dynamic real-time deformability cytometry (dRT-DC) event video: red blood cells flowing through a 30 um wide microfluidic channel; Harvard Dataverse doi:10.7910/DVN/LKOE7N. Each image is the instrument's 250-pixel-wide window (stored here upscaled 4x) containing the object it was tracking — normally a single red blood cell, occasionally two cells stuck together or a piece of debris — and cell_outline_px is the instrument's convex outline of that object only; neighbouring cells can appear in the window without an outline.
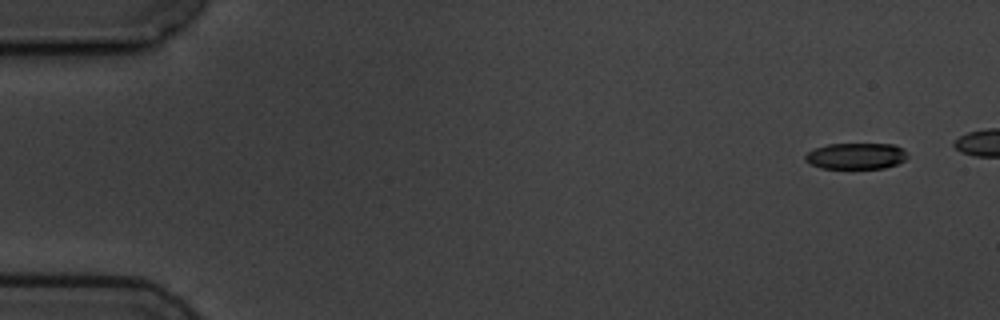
{"species": "common noctule bat (a hibernating species)", "species_latin": "Nyctalus noctula", "temperature_condition": "cold", "stored_images_in_passage": 6, "camera_frame_rate_fps": 3000, "um_per_image_px": 0.085, "animal": {"sex": "male", "body_mass_g": 19.5, "forearm_length_mm": 54.6}, "frame": {"image": 1, "passage_image": 1, "time_ms": 0.0, "image_size_px": [1000, 320], "cell_outline_px": [[908, 156], [904, 160], [896, 164], [884, 168], [820, 168], [804, 160], [804, 156], [808, 152], [816, 148], [828, 144], [892, 144], [904, 148]], "centroid_in_image_um": [72.77, 13.26], "position_along_channel_um": 12.2, "area_um2": 15.55}}
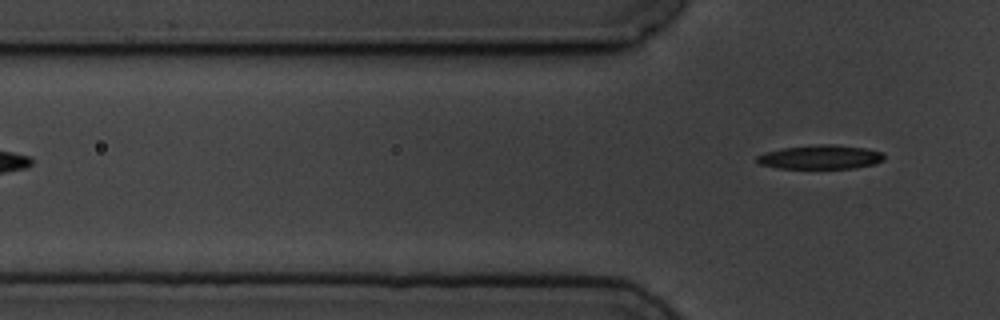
{"frame": {"image": 2, "passage_image": 6, "time_ms": 6.667, "image_size_px": [1000, 320], "cell_outline_px": [[884, 160], [876, 164], [856, 168], [780, 168], [756, 164], [756, 156], [764, 152], [784, 148], [820, 144], [836, 144], [864, 148], [884, 152]], "centroid_in_image_um": [69.75, 13.35], "position_along_channel_um": 56.1, "area_um2": 17.98}}